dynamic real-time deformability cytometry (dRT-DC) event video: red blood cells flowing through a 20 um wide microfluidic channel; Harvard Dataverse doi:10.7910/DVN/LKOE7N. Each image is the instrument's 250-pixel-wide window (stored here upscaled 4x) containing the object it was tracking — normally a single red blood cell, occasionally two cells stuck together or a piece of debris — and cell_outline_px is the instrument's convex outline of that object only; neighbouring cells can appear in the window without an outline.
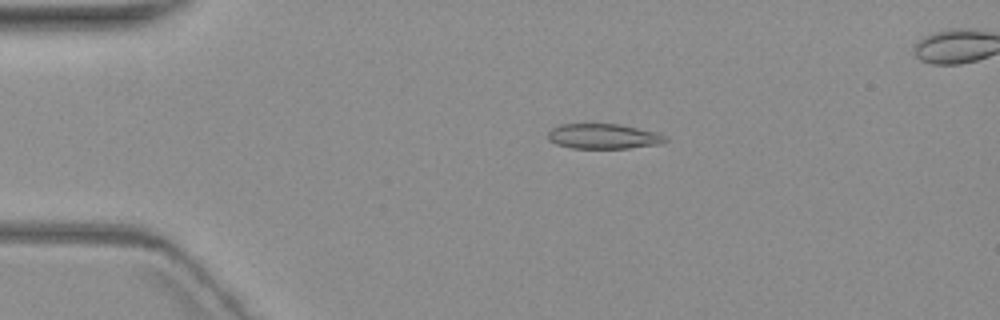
{"species": "common noctule bat (a hibernating species)", "species_latin": "Nyctalus noctula", "temperature_condition": "warm", "stored_images_in_passage": 6, "camera_frame_rate_fps": 3000, "um_per_image_px": 0.085, "animal": {"sex": "female", "body_mass_g": 19.3, "forearm_length_mm": 54.1}, "frame": {"image": 1, "passage_image": 4, "time_ms": 3.333, "image_size_px": [1000, 320], "cell_outline_px": [[668, 140], [660, 144], [628, 148], [572, 148], [556, 144], [548, 140], [548, 132], [552, 128], [560, 124], [620, 124], [656, 132], [664, 136]], "centroid_in_image_um": [51.27, 11.58], "position_along_channel_um": 33.7, "area_um2": 17.11}}